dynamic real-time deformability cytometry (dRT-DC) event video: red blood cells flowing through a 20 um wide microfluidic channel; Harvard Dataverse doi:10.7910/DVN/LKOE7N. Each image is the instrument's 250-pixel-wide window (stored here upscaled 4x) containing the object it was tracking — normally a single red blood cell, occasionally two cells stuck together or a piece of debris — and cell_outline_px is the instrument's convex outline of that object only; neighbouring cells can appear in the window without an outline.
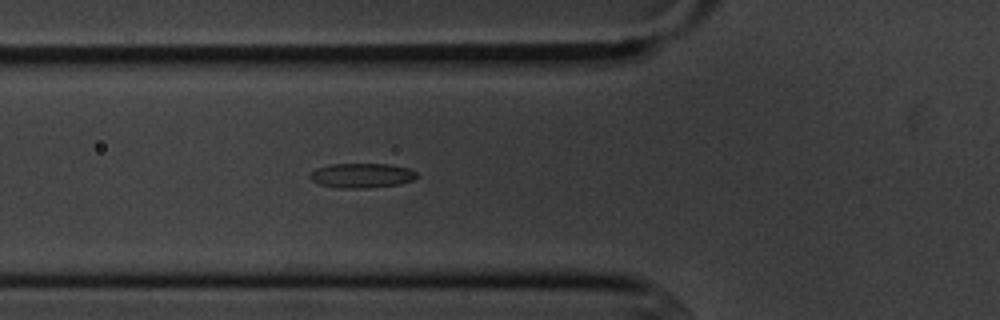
{"species": "common noctule bat (a hibernating species)", "species_latin": "Nyctalus noctula", "temperature_condition": "cold", "stored_images_in_passage": 3, "camera_frame_rate_fps": 3000, "um_per_image_px": 0.085, "animal": {"sex": "male", "body_mass_g": 20.1, "forearm_length_mm": 53.5}, "frame": {"image": 1, "passage_image": 3, "time_ms": 2.333, "image_size_px": [1000, 320], "cell_outline_px": [[416, 176], [412, 180], [400, 184], [368, 188], [336, 188], [320, 184], [312, 180], [308, 176], [316, 168], [332, 164], [392, 164], [408, 168], [416, 172]], "centroid_in_image_um": [30.74, 14.92], "position_along_channel_um": 95.1, "area_um2": 15.32}}